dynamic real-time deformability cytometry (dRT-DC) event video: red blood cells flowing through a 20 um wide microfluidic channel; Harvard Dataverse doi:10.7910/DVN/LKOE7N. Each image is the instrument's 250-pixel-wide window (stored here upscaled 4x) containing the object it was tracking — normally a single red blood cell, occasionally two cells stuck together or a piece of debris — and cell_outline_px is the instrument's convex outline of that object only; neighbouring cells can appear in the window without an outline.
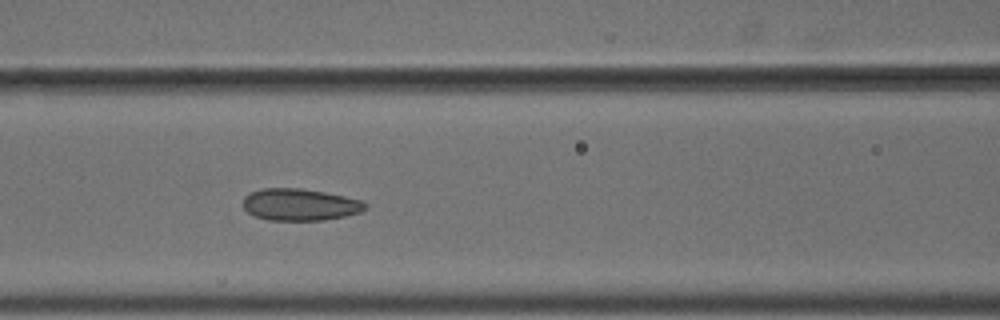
{"species": "common noctule bat (a hibernating species)", "species_latin": "Nyctalus noctula", "temperature_condition": "cold", "stored_images_in_passage": 7, "camera_frame_rate_fps": 3000, "um_per_image_px": 0.085, "animal": {"sex": "male", "body_mass_g": 18.8}, "frame": {"image": 1, "passage_image": 7, "time_ms": 2.0, "image_size_px": [1000, 320], "cell_outline_px": [[368, 208], [360, 212], [344, 216], [324, 220], [268, 220], [256, 216], [248, 212], [244, 208], [244, 196], [260, 188], [300, 188], [324, 192], [344, 196], [360, 200], [368, 204]], "centroid_in_image_um": [25.51, 17.39], "position_along_channel_um": 141.1, "area_um2": 22.66}}